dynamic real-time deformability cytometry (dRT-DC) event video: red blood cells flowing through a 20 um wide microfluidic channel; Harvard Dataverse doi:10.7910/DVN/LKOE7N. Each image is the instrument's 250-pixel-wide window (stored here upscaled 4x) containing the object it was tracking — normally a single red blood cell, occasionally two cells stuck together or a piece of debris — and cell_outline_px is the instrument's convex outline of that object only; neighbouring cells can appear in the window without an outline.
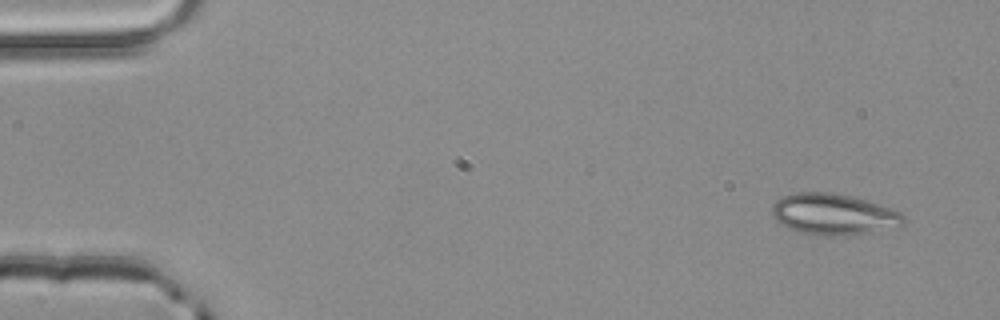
{"species": "common noctule bat (a hibernating species)", "species_latin": "Nyctalus noctula", "temperature_condition": "room temperature", "stored_images_in_passage": 4, "camera_frame_rate_fps": 3000, "um_per_image_px": 0.085, "animal": {"sex": "male", "body_mass_g": 20.4}, "frame": {"image": 1, "passage_image": 1, "time_ms": 0.0, "image_size_px": [1000, 320], "cell_outline_px": [[908, 220], [900, 228], [876, 232], [832, 236], [812, 236], [788, 228], [780, 224], [772, 216], [772, 204], [780, 196], [796, 192], [832, 192], [852, 196], [900, 212]], "centroid_in_image_um": [70.85, 18.23], "position_along_channel_um": 14.1, "area_um2": 32.14}}